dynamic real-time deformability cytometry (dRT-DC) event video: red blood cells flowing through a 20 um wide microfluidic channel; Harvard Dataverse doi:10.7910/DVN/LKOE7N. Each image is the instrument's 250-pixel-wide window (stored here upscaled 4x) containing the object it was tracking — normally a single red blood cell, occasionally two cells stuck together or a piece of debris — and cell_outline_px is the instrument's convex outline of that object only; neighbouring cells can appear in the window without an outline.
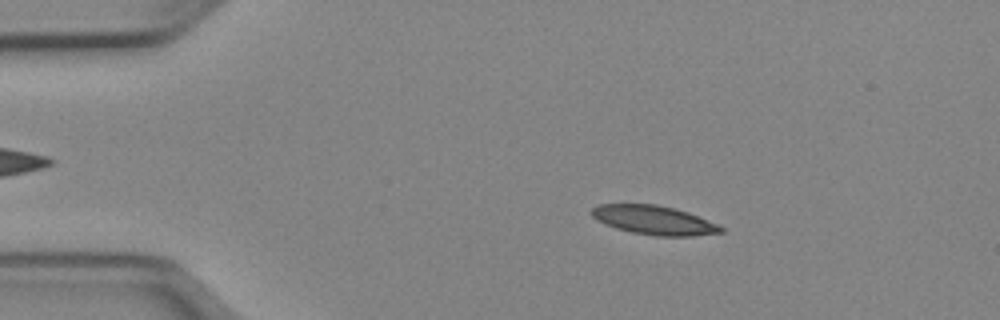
{"species": "Egyptian fruit bat (a non-hibernating species)", "species_latin": "Rousettus aegyptiacus", "temperature_condition": "cold", "stored_images_in_passage": 49, "camera_frame_rate_fps": 3000, "um_per_image_px": 0.085, "animal": {"sex": "female"}, "frame": {"image": 1, "passage_image": 7, "time_ms": 2.0, "image_size_px": [1000, 320], "cell_outline_px": [[724, 232], [692, 236], [656, 236], [632, 232], [616, 228], [596, 220], [588, 212], [592, 208], [600, 204], [656, 204], [688, 212], [716, 224], [724, 228]], "centroid_in_image_um": [55.55, 18.71], "position_along_channel_um": 29.5, "area_um2": 21.73}}
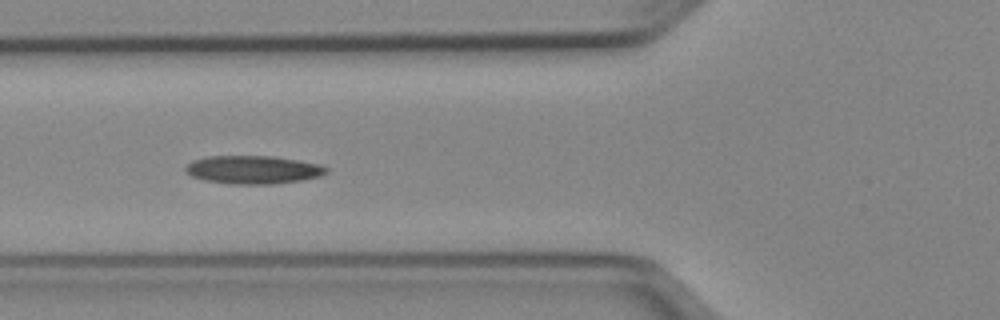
{"frame": {"image": 2, "passage_image": 17, "time_ms": 5.333, "image_size_px": [1000, 320], "cell_outline_px": [[328, 172], [320, 176], [300, 180], [272, 184], [232, 184], [204, 180], [192, 176], [184, 168], [192, 160], [208, 156], [272, 156], [320, 164], [328, 168]], "centroid_in_image_um": [21.51, 14.42], "position_along_channel_um": 104.3, "area_um2": 23.0}}
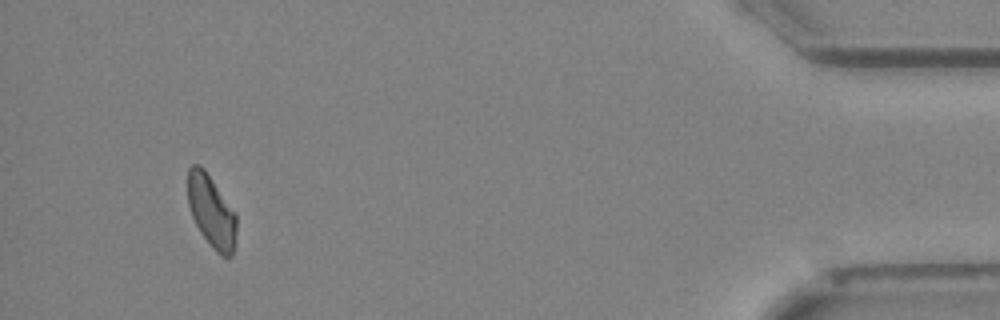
{"frame": {"image": 3, "passage_image": 46, "time_ms": 15.0, "image_size_px": [1000, 320], "cell_outline_px": [[236, 244], [232, 256], [228, 260], [220, 256], [212, 248], [200, 232], [192, 216], [188, 204], [188, 168], [192, 164], [200, 164], [204, 168], [236, 212]], "centroid_in_image_um": [18.0, 18.01], "position_along_channel_um": 417.2, "area_um2": 20.98}}